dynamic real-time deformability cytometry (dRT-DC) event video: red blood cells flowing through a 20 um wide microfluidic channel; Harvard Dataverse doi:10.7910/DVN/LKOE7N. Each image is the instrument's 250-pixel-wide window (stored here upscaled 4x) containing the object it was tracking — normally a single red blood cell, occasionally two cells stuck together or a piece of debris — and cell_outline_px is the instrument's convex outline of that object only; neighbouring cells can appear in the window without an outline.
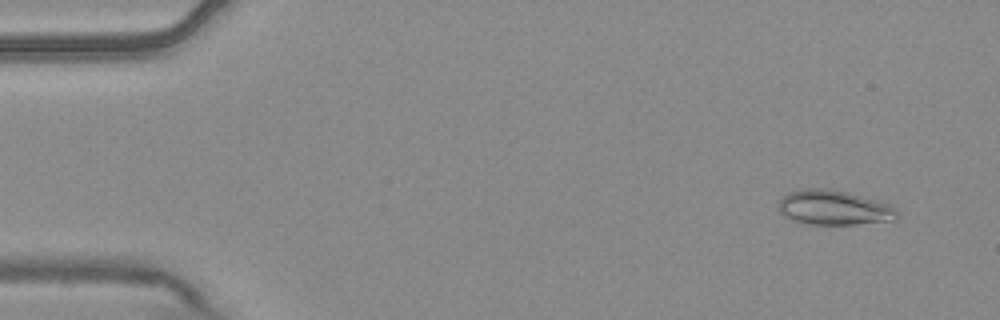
{"species": "common noctule bat (a hibernating species)", "species_latin": "Nyctalus noctula", "temperature_condition": "warm", "stored_images_in_passage": 2, "camera_frame_rate_fps": 3000, "um_per_image_px": 0.085, "animal": {"sex": "male", "body_mass_g": 20.4}, "frame": {"image": 1, "passage_image": 2, "time_ms": 0.333, "image_size_px": [1000, 320], "cell_outline_px": [[900, 216], [896, 220], [856, 224], [808, 224], [792, 220], [784, 216], [780, 212], [780, 196], [788, 192], [800, 188], [832, 188], [848, 192], [888, 204], [896, 208]], "centroid_in_image_um": [70.87, 17.64], "position_along_channel_um": 14.1, "area_um2": 24.22}}